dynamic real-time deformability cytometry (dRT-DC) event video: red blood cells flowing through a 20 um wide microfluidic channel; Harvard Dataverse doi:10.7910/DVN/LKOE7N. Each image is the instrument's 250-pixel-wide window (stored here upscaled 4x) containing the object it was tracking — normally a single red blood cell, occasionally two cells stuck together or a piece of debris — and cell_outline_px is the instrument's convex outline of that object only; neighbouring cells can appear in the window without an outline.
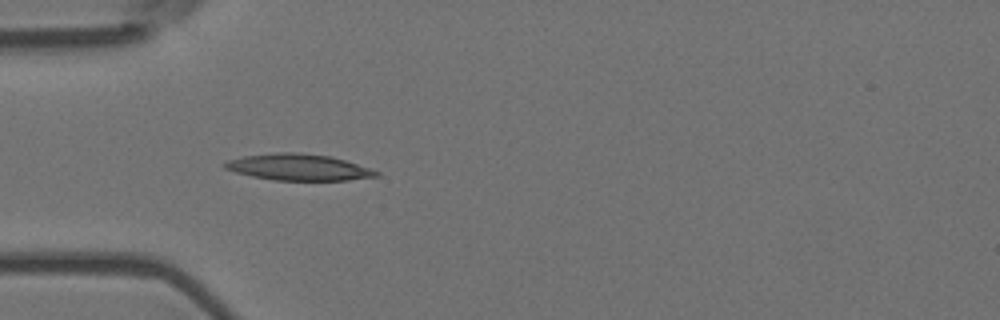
{"species": "Egyptian fruit bat (a non-hibernating species)", "species_latin": "Rousettus aegyptiacus", "temperature_condition": "room temperature", "stored_images_in_passage": 5, "camera_frame_rate_fps": 3000, "um_per_image_px": 0.085, "animal": {"sex": "female"}, "frame": {"image": 1, "passage_image": 1, "time_ms": 0.0, "image_size_px": [1000, 320], "cell_outline_px": [[380, 176], [348, 180], [276, 180], [252, 176], [236, 172], [224, 168], [220, 164], [228, 160], [244, 156], [276, 152], [300, 152], [332, 156], [380, 172]], "centroid_in_image_um": [25.35, 14.2], "position_along_channel_um": 59.7, "area_um2": 23.24}}
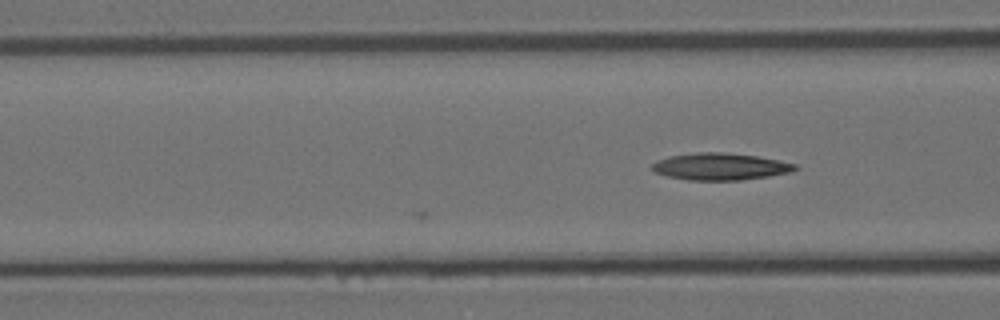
{"frame": {"image": 2, "passage_image": 5, "time_ms": 1.333, "image_size_px": [1000, 320], "cell_outline_px": [[800, 168], [788, 172], [768, 176], [740, 180], [688, 180], [668, 176], [656, 172], [648, 168], [656, 160], [668, 156], [696, 152], [724, 152], [756, 156], [780, 160], [796, 164]], "centroid_in_image_um": [61.19, 14.15], "position_along_channel_um": 105.4, "area_um2": 22.54}}